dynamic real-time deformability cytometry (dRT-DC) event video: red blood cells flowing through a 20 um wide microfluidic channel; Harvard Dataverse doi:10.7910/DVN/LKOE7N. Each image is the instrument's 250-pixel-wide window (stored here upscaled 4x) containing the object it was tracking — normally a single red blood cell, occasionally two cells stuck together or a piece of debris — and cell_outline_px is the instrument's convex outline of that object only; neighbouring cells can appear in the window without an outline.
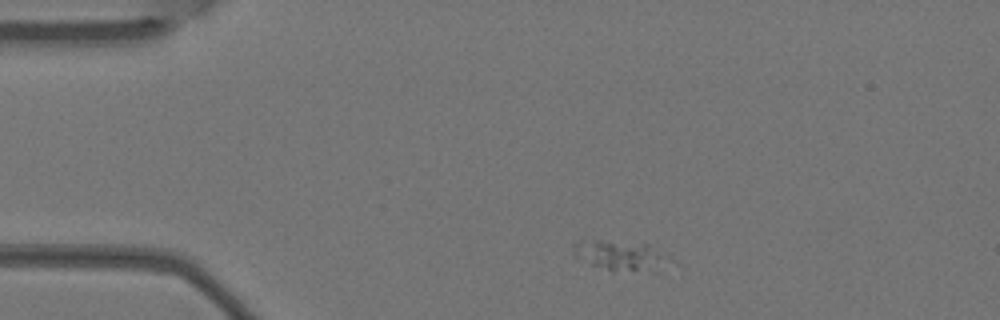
{"species": "Egyptian fruit bat (a non-hibernating species)", "species_latin": "Rousettus aegyptiacus", "temperature_condition": "warm", "stored_images_in_passage": 3, "camera_frame_rate_fps": 3000, "um_per_image_px": 0.085, "animal": {"sex": "female"}, "frame": {"image": 1, "passage_image": 1, "time_ms": 0.0, "image_size_px": [1000, 320], "cell_outline_px": [[664, 256], [660, 260], [636, 268], [612, 272], [592, 264], [576, 256], [572, 252], [572, 244], [580, 240], [600, 240], [648, 244]], "centroid_in_image_um": [52.34, 21.61], "position_along_channel_um": 32.7, "area_um2": 14.68}}
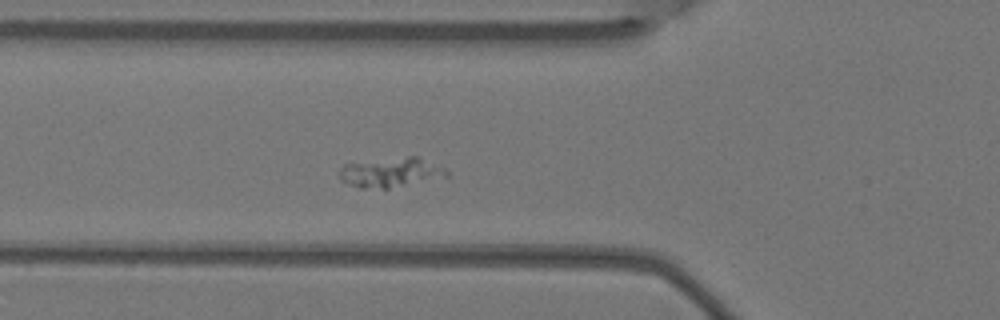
{"frame": {"image": 2, "passage_image": 3, "time_ms": 0.667, "image_size_px": [1000, 320], "cell_outline_px": [[448, 176], [388, 188], [360, 188], [348, 184], [340, 180], [336, 172], [344, 164], [408, 156], [416, 156], [444, 168], [448, 172]], "centroid_in_image_um": [33.14, 14.66], "position_along_channel_um": 92.7, "area_um2": 18.26}}